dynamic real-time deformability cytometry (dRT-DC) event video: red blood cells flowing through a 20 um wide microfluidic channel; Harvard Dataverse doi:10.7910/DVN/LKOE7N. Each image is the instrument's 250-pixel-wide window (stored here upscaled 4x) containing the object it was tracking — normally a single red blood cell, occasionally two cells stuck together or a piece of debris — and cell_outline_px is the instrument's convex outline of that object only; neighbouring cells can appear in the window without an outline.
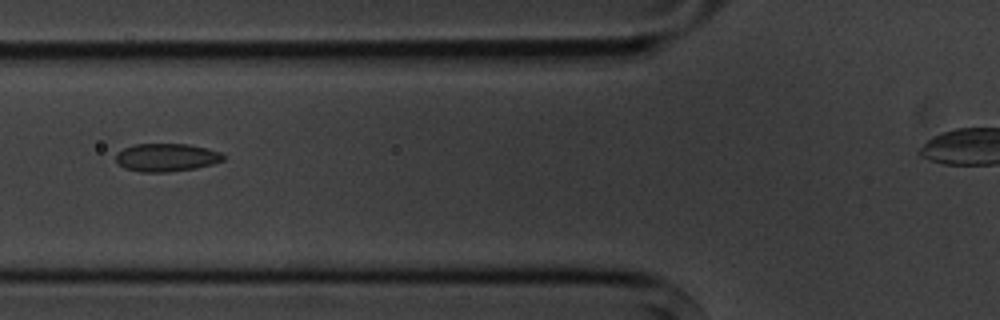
{"species": "common noctule bat (a hibernating species)", "species_latin": "Nyctalus noctula", "temperature_condition": "cold", "stored_images_in_passage": 10, "segment_of_instrument_passage": [1, 2], "camera_frame_rate_fps": 3000, "um_per_image_px": 0.085, "animal": {"sex": "male", "body_mass_g": 20.1, "forearm_length_mm": 53.5}, "frame": {"image": 1, "passage_image": 2, "time_ms": 1.333, "image_size_px": [1000, 320], "cell_outline_px": [[224, 160], [212, 164], [196, 168], [168, 172], [140, 172], [124, 168], [116, 160], [116, 152], [124, 148], [136, 144], [188, 144], [220, 152], [224, 156]], "centroid_in_image_um": [14.13, 13.39], "position_along_channel_um": 111.7, "area_um2": 17.46}}
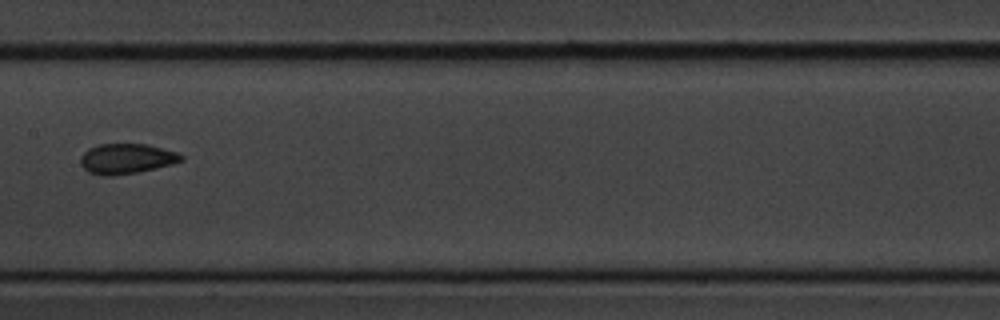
{"frame": {"image": 2, "passage_image": 4, "time_ms": 3.667, "image_size_px": [1000, 320], "cell_outline_px": [[184, 160], [172, 164], [156, 168], [136, 172], [112, 176], [104, 176], [88, 172], [80, 164], [80, 156], [88, 148], [100, 144], [148, 144], [176, 152], [184, 156]], "centroid_in_image_um": [10.74, 13.49], "position_along_channel_um": 196.7, "area_um2": 17.74}}
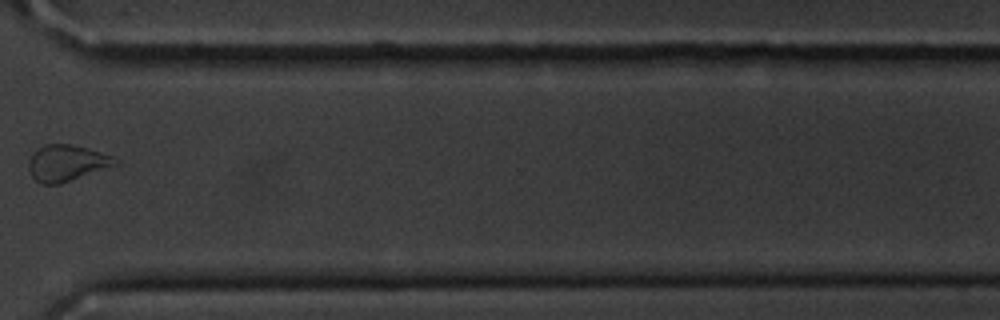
{"frame": {"image": 3, "passage_image": 8, "time_ms": 8.333, "image_size_px": [1000, 320], "cell_outline_px": [[120, 164], [60, 184], [40, 184], [32, 176], [28, 168], [28, 160], [36, 148], [44, 144], [72, 144], [88, 148], [112, 156], [120, 160]], "centroid_in_image_um": [5.67, 13.85], "position_along_channel_um": 364.9, "area_um2": 18.55}}